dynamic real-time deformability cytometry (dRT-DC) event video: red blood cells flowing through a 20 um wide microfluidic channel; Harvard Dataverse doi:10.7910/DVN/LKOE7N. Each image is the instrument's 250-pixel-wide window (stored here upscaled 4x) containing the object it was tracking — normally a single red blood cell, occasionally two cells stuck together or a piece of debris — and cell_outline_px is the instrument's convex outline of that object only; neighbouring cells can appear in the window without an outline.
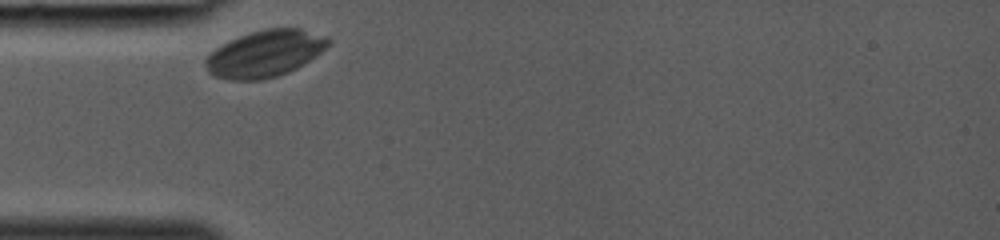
{"species": "common noctule bat (a hibernating species)", "species_latin": "Nyctalus noctula", "temperature_condition": "room temperature", "stored_images_in_passage": 22, "camera_frame_rate_fps": 3000, "um_per_image_px": 0.085, "animal": {"sex": "female", "body_mass_g": 19.0, "forearm_length_mm": 53.3}, "frame": {"image": 1, "passage_image": 1, "time_ms": 0.0, "image_size_px": [1000, 240], "cell_outline_px": [[332, 40], [316, 56], [304, 64], [288, 72], [276, 76], [260, 80], [228, 80], [212, 76], [208, 72], [204, 64], [204, 60], [216, 48], [248, 32], [264, 28], [300, 28], [328, 36]], "centroid_in_image_um": [22.52, 4.56], "position_along_channel_um": 62.5, "area_um2": 33.41}}
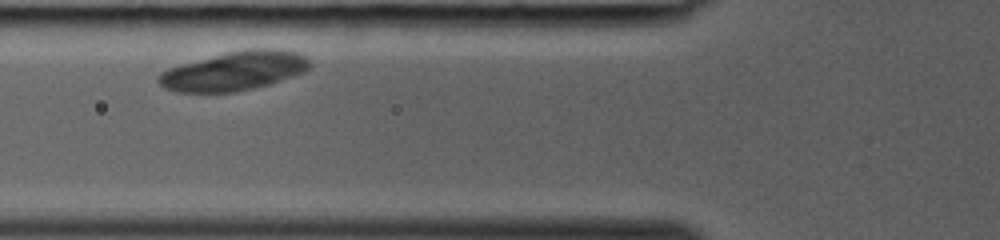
{"frame": {"image": 2, "passage_image": 4, "time_ms": 1.0, "image_size_px": [1000, 240], "cell_outline_px": [[312, 64], [304, 72], [268, 84], [236, 92], [176, 92], [164, 88], [156, 80], [156, 76], [160, 72], [168, 68], [180, 64], [228, 52], [248, 48], [280, 48], [300, 52], [308, 56], [312, 60]], "centroid_in_image_um": [19.94, 6.01], "position_along_channel_um": 105.9, "area_um2": 34.74}}